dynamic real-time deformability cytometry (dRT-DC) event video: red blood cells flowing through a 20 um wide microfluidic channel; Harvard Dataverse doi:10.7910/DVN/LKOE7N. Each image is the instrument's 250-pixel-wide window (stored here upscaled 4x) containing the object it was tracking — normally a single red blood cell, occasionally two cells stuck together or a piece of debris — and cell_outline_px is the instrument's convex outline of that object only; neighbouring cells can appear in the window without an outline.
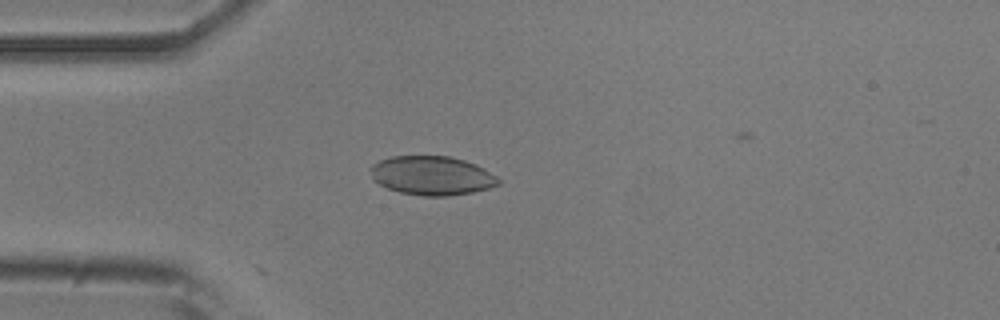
{"species": "common noctule bat (a hibernating species)", "species_latin": "Nyctalus noctula", "temperature_condition": "room temperature", "stored_images_in_passage": 5, "camera_frame_rate_fps": 3000, "um_per_image_px": 0.085, "animal": {"sex": "male", "body_mass_g": 20.5, "forearm_length_mm": 52.5}, "frame": {"image": 1, "passage_image": 5, "time_ms": 1.333, "image_size_px": [1000, 320], "cell_outline_px": [[500, 184], [488, 188], [472, 192], [448, 196], [424, 196], [400, 192], [388, 188], [372, 180], [368, 168], [372, 164], [380, 160], [392, 156], [448, 156], [464, 160], [476, 164], [484, 168], [496, 176], [500, 180]], "centroid_in_image_um": [36.68, 14.92], "position_along_channel_um": 48.3, "area_um2": 29.19}}